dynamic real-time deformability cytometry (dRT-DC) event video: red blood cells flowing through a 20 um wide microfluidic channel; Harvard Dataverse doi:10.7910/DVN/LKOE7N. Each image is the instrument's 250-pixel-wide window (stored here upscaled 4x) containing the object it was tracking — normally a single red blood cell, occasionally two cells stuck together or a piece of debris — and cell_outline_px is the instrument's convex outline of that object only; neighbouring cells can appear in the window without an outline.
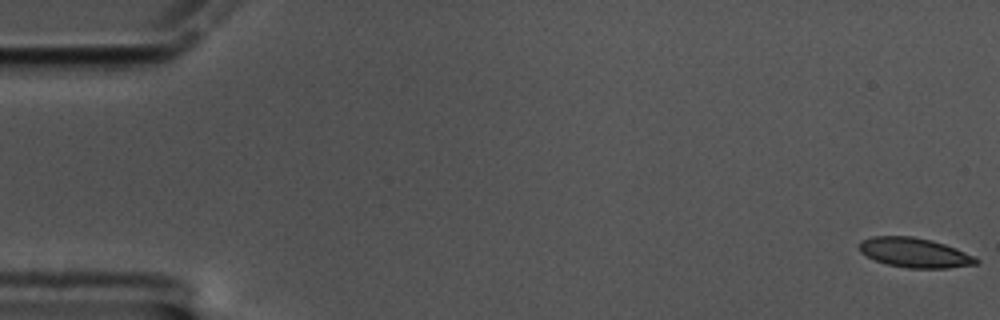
{"species": "common noctule bat (a hibernating species)", "species_latin": "Nyctalus noctula", "temperature_condition": "cold", "stored_images_in_passage": 59, "camera_frame_rate_fps": 3000, "um_per_image_px": 0.085, "animal": {"sex": "male", "body_mass_g": 17.5, "forearm_length_mm": 52.3}, "frame": {"image": 1, "passage_image": 1, "time_ms": 0.0, "image_size_px": [1000, 320], "cell_outline_px": [[980, 260], [976, 264], [948, 268], [908, 268], [888, 264], [864, 256], [860, 252], [860, 240], [872, 236], [912, 236], [932, 240], [956, 248]], "centroid_in_image_um": [77.71, 21.47], "position_along_channel_um": 7.3, "area_um2": 20.11}}
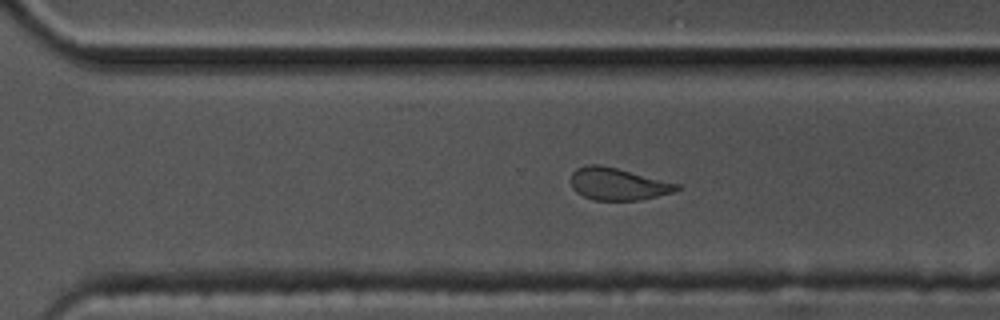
{"frame": {"image": 2, "passage_image": 41, "time_ms": 13.333, "image_size_px": [1000, 320], "cell_outline_px": [[680, 188], [672, 192], [640, 200], [592, 200], [576, 192], [572, 188], [572, 172], [576, 168], [588, 164], [600, 164], [680, 184]], "centroid_in_image_um": [52.49, 15.64], "position_along_channel_um": 318.1, "area_um2": 19.71}}
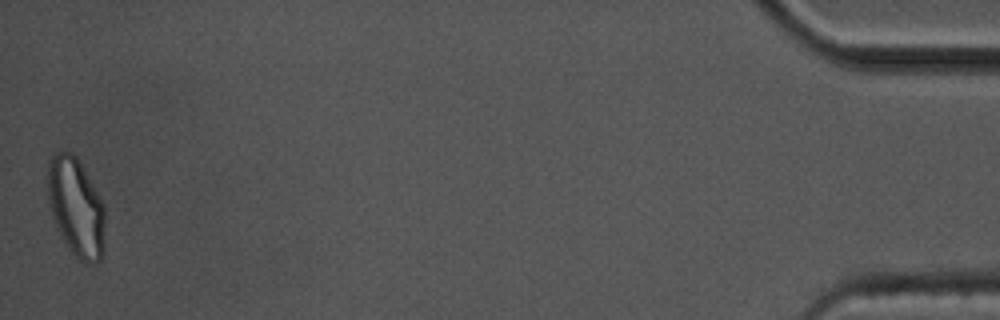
{"frame": {"image": 3, "passage_image": 59, "time_ms": 19.333, "image_size_px": [1000, 320], "cell_outline_px": [[104, 252], [100, 260], [96, 264], [84, 264], [72, 252], [60, 236], [56, 228], [52, 216], [48, 200], [48, 160], [52, 152], [72, 152], [76, 156], [104, 204]], "centroid_in_image_um": [6.46, 17.64], "position_along_channel_um": 428.7, "area_um2": 33.18}, "authors_computed_cell_mechanics": {"area_um2": 21.1548, "velocity_mm_per_s": 3.4015, "shape_relaxation_time_tau1_ms": 7.4232, "shape_relaxation_time_tau2_ms": 2.2146, "deformation_change_tau1": 0.1547, "deformation_change_tau2": 0.0695}}